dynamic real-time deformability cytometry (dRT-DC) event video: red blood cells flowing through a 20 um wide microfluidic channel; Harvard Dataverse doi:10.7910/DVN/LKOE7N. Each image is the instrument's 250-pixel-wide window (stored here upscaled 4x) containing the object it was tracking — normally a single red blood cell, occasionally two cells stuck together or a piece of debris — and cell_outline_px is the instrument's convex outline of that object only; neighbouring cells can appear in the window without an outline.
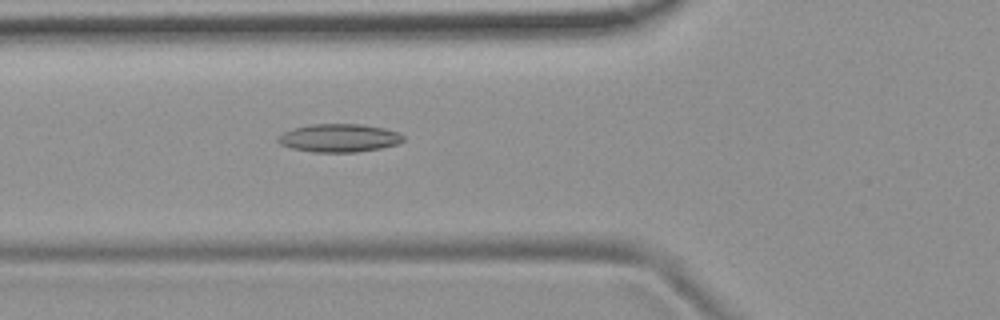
{"species": "common noctule bat (a hibernating species)", "species_latin": "Nyctalus noctula", "temperature_condition": "room temperature", "stored_images_in_passage": 6, "camera_frame_rate_fps": 3000, "um_per_image_px": 0.085, "animal": {"sex": "female", "body_mass_g": 19.9}, "frame": {"image": 1, "passage_image": 3, "time_ms": 0.667, "image_size_px": [1000, 320], "cell_outline_px": [[404, 140], [396, 144], [380, 148], [356, 152], [312, 152], [292, 148], [280, 144], [276, 140], [276, 136], [292, 128], [312, 124], [360, 124], [384, 128], [396, 132], [404, 136]], "centroid_in_image_um": [28.77, 11.73], "position_along_channel_um": 97.0, "area_um2": 20.52}}